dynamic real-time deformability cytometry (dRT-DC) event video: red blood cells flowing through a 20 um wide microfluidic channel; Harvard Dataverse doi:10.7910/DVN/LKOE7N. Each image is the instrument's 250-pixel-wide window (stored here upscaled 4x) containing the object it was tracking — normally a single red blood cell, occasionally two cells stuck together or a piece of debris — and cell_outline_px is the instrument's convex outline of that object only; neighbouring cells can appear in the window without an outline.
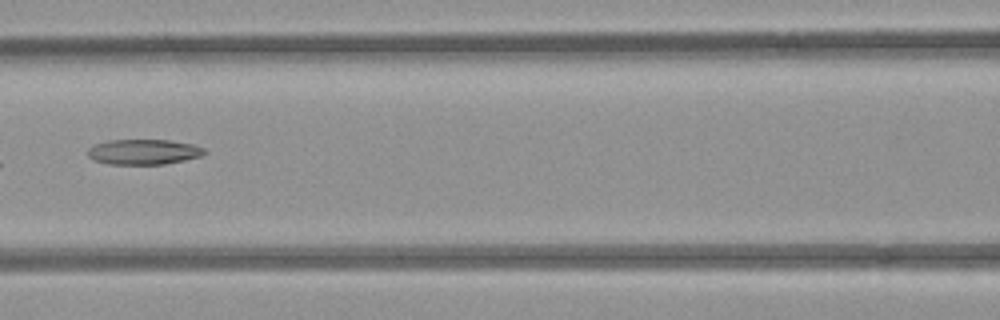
{"species": "common noctule bat (a hibernating species)", "species_latin": "Nyctalus noctula", "temperature_condition": "room temperature", "stored_images_in_passage": 9, "camera_frame_rate_fps": 3000, "um_per_image_px": 0.085, "animal": {"sex": "female", "body_mass_g": 21.9}, "frame": {"image": 1, "passage_image": 7, "time_ms": 7.0, "image_size_px": [1000, 320], "cell_outline_px": [[208, 152], [200, 156], [184, 160], [164, 164], [108, 164], [92, 160], [88, 156], [88, 148], [92, 144], [108, 140], [168, 140], [192, 144], [204, 148]], "centroid_in_image_um": [12.17, 12.91], "position_along_channel_um": 154.4, "area_um2": 17.28}}
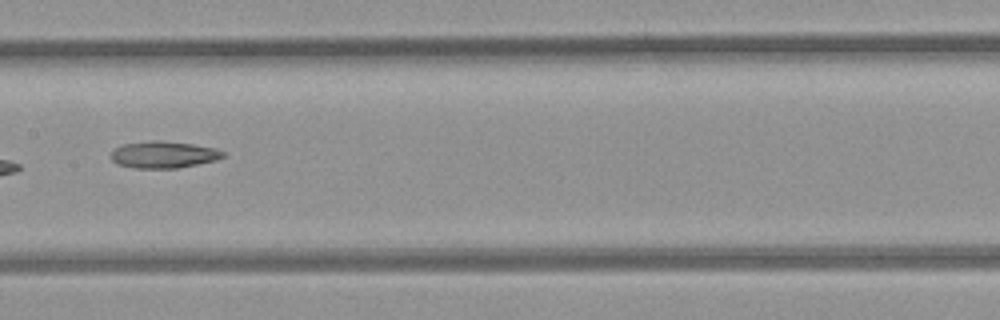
{"frame": {"image": 2, "passage_image": 8, "time_ms": 8.0, "image_size_px": [1000, 320], "cell_outline_px": [[224, 156], [216, 160], [176, 168], [136, 168], [116, 164], [112, 160], [112, 152], [120, 144], [148, 140], [160, 140], [192, 144], [216, 148], [224, 152]], "centroid_in_image_um": [13.88, 13.13], "position_along_channel_um": 193.5, "area_um2": 17.51}}
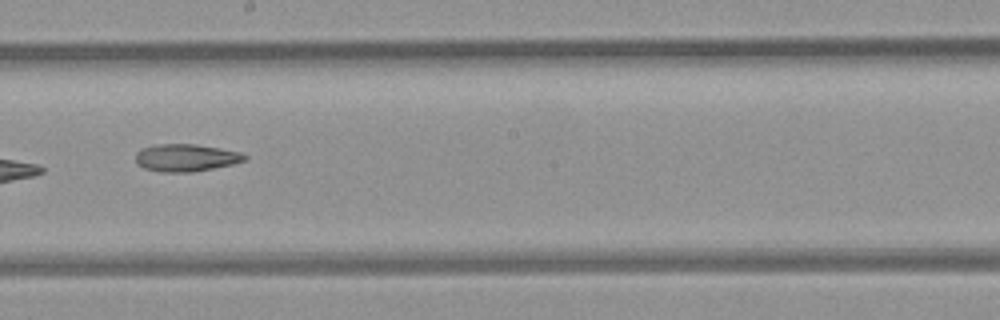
{"frame": {"image": 3, "passage_image": 9, "time_ms": 9.0, "image_size_px": [1000, 320], "cell_outline_px": [[248, 160], [232, 164], [192, 172], [160, 172], [144, 168], [136, 164], [136, 152], [144, 148], [156, 144], [196, 144], [240, 152], [248, 156]], "centroid_in_image_um": [15.8, 13.41], "position_along_channel_um": 232.4, "area_um2": 17.4}}